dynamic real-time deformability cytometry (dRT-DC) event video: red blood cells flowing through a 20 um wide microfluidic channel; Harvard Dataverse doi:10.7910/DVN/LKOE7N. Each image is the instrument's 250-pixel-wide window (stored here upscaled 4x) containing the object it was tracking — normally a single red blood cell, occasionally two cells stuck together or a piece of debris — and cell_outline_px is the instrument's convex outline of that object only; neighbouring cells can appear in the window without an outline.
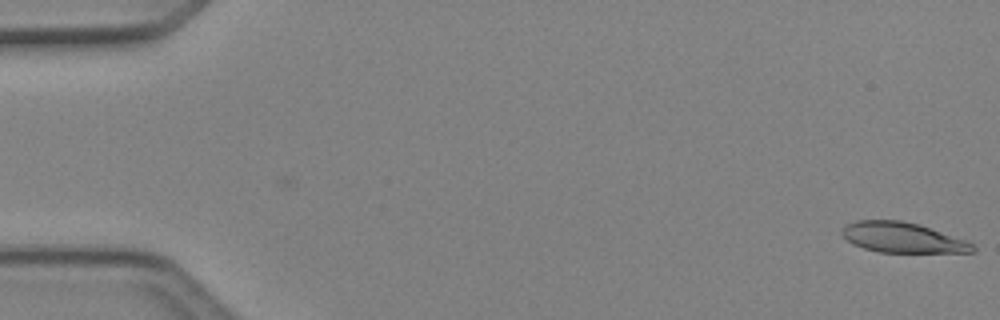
{"species": "Egyptian fruit bat (a non-hibernating species)", "species_latin": "Rousettus aegyptiacus", "temperature_condition": "cold", "stored_images_in_passage": 6, "camera_frame_rate_fps": 3000, "um_per_image_px": 0.085, "animal": {"sex": "female"}, "frame": {"image": 1, "passage_image": 6, "time_ms": 1.667, "image_size_px": [1000, 320], "cell_outline_px": [[976, 252], [880, 252], [864, 248], [852, 244], [840, 232], [844, 224], [856, 220], [900, 220], [916, 224], [964, 240], [972, 244], [976, 248]], "centroid_in_image_um": [76.64, 20.19], "position_along_channel_um": 8.4, "area_um2": 22.66}}